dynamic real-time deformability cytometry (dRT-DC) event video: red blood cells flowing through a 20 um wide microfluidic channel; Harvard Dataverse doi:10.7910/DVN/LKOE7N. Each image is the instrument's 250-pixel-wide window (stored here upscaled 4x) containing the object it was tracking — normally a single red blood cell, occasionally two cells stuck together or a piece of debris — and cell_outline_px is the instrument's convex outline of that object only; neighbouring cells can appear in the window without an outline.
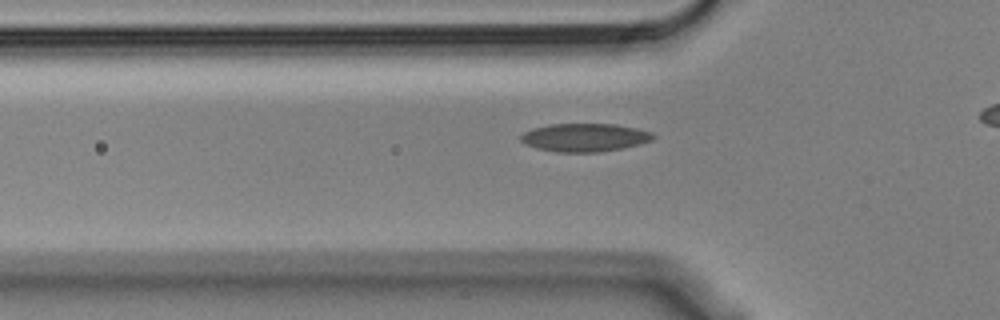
{"species": "Egyptian fruit bat (a non-hibernating species)", "species_latin": "Rousettus aegyptiacus", "temperature_condition": "cold", "stored_images_in_passage": 33, "camera_frame_rate_fps": 3000, "um_per_image_px": 0.085, "animal": {"sex": "male"}, "frame": {"image": 1, "passage_image": 6, "time_ms": 1.667, "image_size_px": [1000, 320], "cell_outline_px": [[656, 136], [652, 140], [640, 144], [620, 148], [596, 152], [556, 152], [536, 148], [520, 140], [520, 136], [524, 132], [532, 128], [548, 124], [616, 124], [636, 128], [652, 132]], "centroid_in_image_um": [49.7, 11.68], "position_along_channel_um": 76.1, "area_um2": 21.68}}
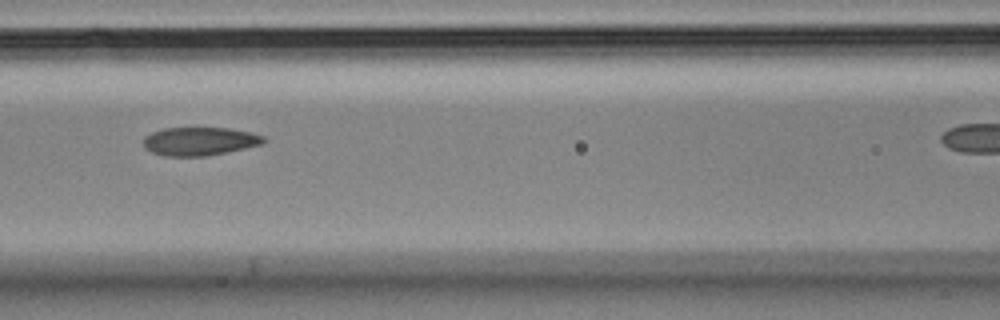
{"frame": {"image": 2, "passage_image": 12, "time_ms": 3.667, "image_size_px": [1000, 320], "cell_outline_px": [[268, 140], [264, 144], [208, 156], [164, 156], [152, 152], [144, 148], [144, 136], [152, 132], [164, 128], [228, 128], [252, 132], [264, 136]], "centroid_in_image_um": [17.0, 12.01], "position_along_channel_um": 149.6, "area_um2": 20.06}}
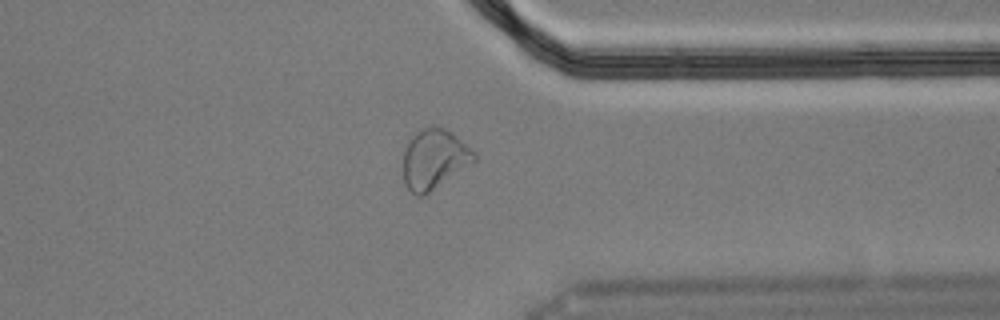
{"frame": {"image": 3, "passage_image": 31, "time_ms": 10.0, "image_size_px": [1000, 320], "cell_outline_px": [[476, 164], [424, 196], [416, 196], [404, 184], [404, 148], [412, 136], [416, 132], [428, 124], [444, 128], [452, 132], [476, 152]], "centroid_in_image_um": [36.96, 13.53], "position_along_channel_um": 374.4, "area_um2": 25.55}}